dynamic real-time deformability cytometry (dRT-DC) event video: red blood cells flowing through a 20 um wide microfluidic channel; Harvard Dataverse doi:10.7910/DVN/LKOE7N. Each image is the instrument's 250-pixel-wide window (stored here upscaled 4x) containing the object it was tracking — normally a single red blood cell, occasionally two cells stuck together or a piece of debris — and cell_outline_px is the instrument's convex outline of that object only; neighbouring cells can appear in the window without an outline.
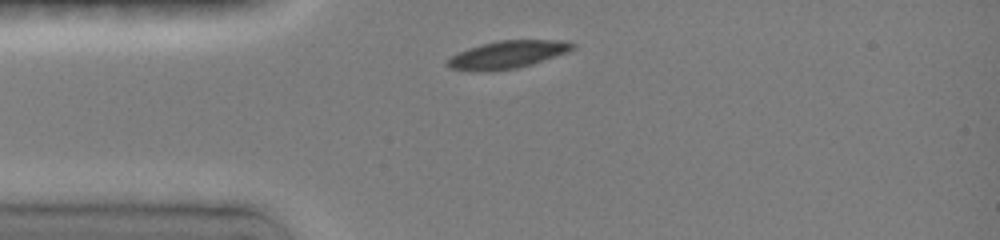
{"species": "common noctule bat (a hibernating species)", "species_latin": "Nyctalus noctula", "temperature_condition": "room temperature", "stored_images_in_passage": 5, "camera_frame_rate_fps": 3000, "um_per_image_px": 0.085, "animal": {"sex": "female", "body_mass_g": 19.0, "forearm_length_mm": 51.5}, "frame": {"image": 1, "passage_image": 2, "time_ms": 0.667, "image_size_px": [1000, 240], "cell_outline_px": [[576, 44], [568, 52], [516, 68], [452, 68], [444, 64], [456, 52], [480, 44], [496, 40], [560, 40]], "centroid_in_image_um": [43.17, 4.57], "position_along_channel_um": 41.8, "area_um2": 19.02}}